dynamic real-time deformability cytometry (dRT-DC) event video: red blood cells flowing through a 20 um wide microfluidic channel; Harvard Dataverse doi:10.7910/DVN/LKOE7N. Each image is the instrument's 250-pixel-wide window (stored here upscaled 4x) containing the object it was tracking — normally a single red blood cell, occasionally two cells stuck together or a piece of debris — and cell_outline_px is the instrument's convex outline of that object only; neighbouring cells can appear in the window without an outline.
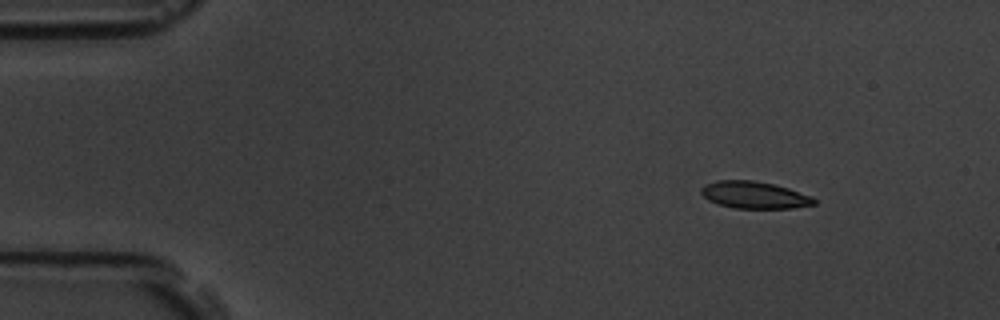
{"species": "common noctule bat (a hibernating species)", "species_latin": "Nyctalus noctula", "temperature_condition": "room temperature", "stored_images_in_passage": 4, "camera_frame_rate_fps": 3000, "um_per_image_px": 0.085, "animal": {"sex": "male", "body_mass_g": 19.5, "forearm_length_mm": 54.6}, "frame": {"image": 1, "passage_image": 1, "time_ms": 0.0, "image_size_px": [1000, 320], "cell_outline_px": [[816, 204], [792, 208], [732, 208], [708, 200], [700, 192], [700, 188], [704, 184], [716, 180], [752, 180], [772, 184], [788, 188], [812, 196], [816, 200]], "centroid_in_image_um": [64.1, 16.57], "position_along_channel_um": 20.9, "area_um2": 17.8}}
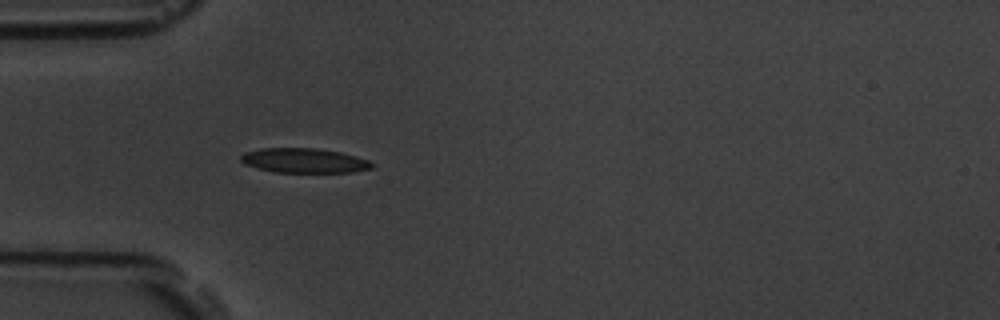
{"frame": {"image": 2, "passage_image": 4, "time_ms": 3.333, "image_size_px": [1000, 320], "cell_outline_px": [[376, 164], [372, 168], [352, 172], [276, 172], [244, 164], [240, 160], [240, 156], [244, 152], [260, 148], [316, 148], [340, 152], [368, 160]], "centroid_in_image_um": [25.85, 13.64], "position_along_channel_um": 59.2, "area_um2": 18.73}}